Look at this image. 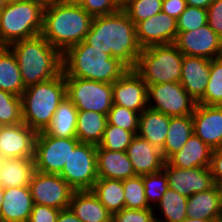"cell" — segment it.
I'll return each instance as SVG.
<instances>
[{
  "mask_svg": "<svg viewBox=\"0 0 222 222\" xmlns=\"http://www.w3.org/2000/svg\"><path fill=\"white\" fill-rule=\"evenodd\" d=\"M163 170L167 174L169 188L185 197L208 190L216 185L209 167L182 169L171 166L166 161Z\"/></svg>",
  "mask_w": 222,
  "mask_h": 222,
  "instance_id": "5bb4252c",
  "label": "cell"
},
{
  "mask_svg": "<svg viewBox=\"0 0 222 222\" xmlns=\"http://www.w3.org/2000/svg\"><path fill=\"white\" fill-rule=\"evenodd\" d=\"M222 219H200V218H190L186 217L181 222H221Z\"/></svg>",
  "mask_w": 222,
  "mask_h": 222,
  "instance_id": "f907efd6",
  "label": "cell"
},
{
  "mask_svg": "<svg viewBox=\"0 0 222 222\" xmlns=\"http://www.w3.org/2000/svg\"><path fill=\"white\" fill-rule=\"evenodd\" d=\"M137 132H130L122 127L107 123L103 137L97 149L109 151H126Z\"/></svg>",
  "mask_w": 222,
  "mask_h": 222,
  "instance_id": "d590c367",
  "label": "cell"
},
{
  "mask_svg": "<svg viewBox=\"0 0 222 222\" xmlns=\"http://www.w3.org/2000/svg\"><path fill=\"white\" fill-rule=\"evenodd\" d=\"M44 8L29 0L5 5L0 11V47L42 33Z\"/></svg>",
  "mask_w": 222,
  "mask_h": 222,
  "instance_id": "8992f818",
  "label": "cell"
},
{
  "mask_svg": "<svg viewBox=\"0 0 222 222\" xmlns=\"http://www.w3.org/2000/svg\"><path fill=\"white\" fill-rule=\"evenodd\" d=\"M169 130L161 150L163 158L167 161L174 153L180 151L193 132V117L170 116Z\"/></svg>",
  "mask_w": 222,
  "mask_h": 222,
  "instance_id": "f1b7e54d",
  "label": "cell"
},
{
  "mask_svg": "<svg viewBox=\"0 0 222 222\" xmlns=\"http://www.w3.org/2000/svg\"><path fill=\"white\" fill-rule=\"evenodd\" d=\"M185 1L187 3V6L199 7L207 10V8L214 0H185Z\"/></svg>",
  "mask_w": 222,
  "mask_h": 222,
  "instance_id": "681fc988",
  "label": "cell"
},
{
  "mask_svg": "<svg viewBox=\"0 0 222 222\" xmlns=\"http://www.w3.org/2000/svg\"><path fill=\"white\" fill-rule=\"evenodd\" d=\"M125 208L127 209H146L152 208L144 193L143 175L123 180Z\"/></svg>",
  "mask_w": 222,
  "mask_h": 222,
  "instance_id": "8d00e7d4",
  "label": "cell"
},
{
  "mask_svg": "<svg viewBox=\"0 0 222 222\" xmlns=\"http://www.w3.org/2000/svg\"><path fill=\"white\" fill-rule=\"evenodd\" d=\"M34 171V158H2L0 185L3 188L29 186Z\"/></svg>",
  "mask_w": 222,
  "mask_h": 222,
  "instance_id": "4316f807",
  "label": "cell"
},
{
  "mask_svg": "<svg viewBox=\"0 0 222 222\" xmlns=\"http://www.w3.org/2000/svg\"><path fill=\"white\" fill-rule=\"evenodd\" d=\"M114 222H156L153 208L127 209L123 208L112 215Z\"/></svg>",
  "mask_w": 222,
  "mask_h": 222,
  "instance_id": "7bdbcfd3",
  "label": "cell"
},
{
  "mask_svg": "<svg viewBox=\"0 0 222 222\" xmlns=\"http://www.w3.org/2000/svg\"><path fill=\"white\" fill-rule=\"evenodd\" d=\"M137 40L141 48L152 45L174 44L178 31L177 20L164 12L136 25Z\"/></svg>",
  "mask_w": 222,
  "mask_h": 222,
  "instance_id": "e0dca14e",
  "label": "cell"
},
{
  "mask_svg": "<svg viewBox=\"0 0 222 222\" xmlns=\"http://www.w3.org/2000/svg\"><path fill=\"white\" fill-rule=\"evenodd\" d=\"M91 191L112 215L125 208L123 181L98 178Z\"/></svg>",
  "mask_w": 222,
  "mask_h": 222,
  "instance_id": "1f68e13d",
  "label": "cell"
},
{
  "mask_svg": "<svg viewBox=\"0 0 222 222\" xmlns=\"http://www.w3.org/2000/svg\"><path fill=\"white\" fill-rule=\"evenodd\" d=\"M59 212L53 207L34 204L28 222H56Z\"/></svg>",
  "mask_w": 222,
  "mask_h": 222,
  "instance_id": "ee69618b",
  "label": "cell"
},
{
  "mask_svg": "<svg viewBox=\"0 0 222 222\" xmlns=\"http://www.w3.org/2000/svg\"><path fill=\"white\" fill-rule=\"evenodd\" d=\"M126 153L131 161L135 175L138 176L157 173L163 170L166 162L160 149L137 134L127 147Z\"/></svg>",
  "mask_w": 222,
  "mask_h": 222,
  "instance_id": "d6986e66",
  "label": "cell"
},
{
  "mask_svg": "<svg viewBox=\"0 0 222 222\" xmlns=\"http://www.w3.org/2000/svg\"><path fill=\"white\" fill-rule=\"evenodd\" d=\"M79 4L92 17L109 15L122 8V0H68Z\"/></svg>",
  "mask_w": 222,
  "mask_h": 222,
  "instance_id": "b9f144b4",
  "label": "cell"
},
{
  "mask_svg": "<svg viewBox=\"0 0 222 222\" xmlns=\"http://www.w3.org/2000/svg\"><path fill=\"white\" fill-rule=\"evenodd\" d=\"M56 222H82L70 208L61 209Z\"/></svg>",
  "mask_w": 222,
  "mask_h": 222,
  "instance_id": "c3c4849f",
  "label": "cell"
},
{
  "mask_svg": "<svg viewBox=\"0 0 222 222\" xmlns=\"http://www.w3.org/2000/svg\"><path fill=\"white\" fill-rule=\"evenodd\" d=\"M169 124L170 116L147 107L139 115L137 135L162 150Z\"/></svg>",
  "mask_w": 222,
  "mask_h": 222,
  "instance_id": "484cf974",
  "label": "cell"
},
{
  "mask_svg": "<svg viewBox=\"0 0 222 222\" xmlns=\"http://www.w3.org/2000/svg\"><path fill=\"white\" fill-rule=\"evenodd\" d=\"M96 164L98 178L123 181L136 176L126 151L97 149Z\"/></svg>",
  "mask_w": 222,
  "mask_h": 222,
  "instance_id": "7402d4cb",
  "label": "cell"
},
{
  "mask_svg": "<svg viewBox=\"0 0 222 222\" xmlns=\"http://www.w3.org/2000/svg\"><path fill=\"white\" fill-rule=\"evenodd\" d=\"M197 103L222 106V57L211 60L208 84L204 95Z\"/></svg>",
  "mask_w": 222,
  "mask_h": 222,
  "instance_id": "836d02e7",
  "label": "cell"
},
{
  "mask_svg": "<svg viewBox=\"0 0 222 222\" xmlns=\"http://www.w3.org/2000/svg\"><path fill=\"white\" fill-rule=\"evenodd\" d=\"M219 188L221 190V204H222V184L219 185Z\"/></svg>",
  "mask_w": 222,
  "mask_h": 222,
  "instance_id": "9f6ffc18",
  "label": "cell"
},
{
  "mask_svg": "<svg viewBox=\"0 0 222 222\" xmlns=\"http://www.w3.org/2000/svg\"><path fill=\"white\" fill-rule=\"evenodd\" d=\"M18 1H22V0H3V2L5 3V5H8V4H13V3H16Z\"/></svg>",
  "mask_w": 222,
  "mask_h": 222,
  "instance_id": "db71d44e",
  "label": "cell"
},
{
  "mask_svg": "<svg viewBox=\"0 0 222 222\" xmlns=\"http://www.w3.org/2000/svg\"><path fill=\"white\" fill-rule=\"evenodd\" d=\"M187 201L188 197L180 195L173 189L168 188L163 194L162 199L158 204L153 207L154 214H157L156 210L162 214L163 219L158 218L159 215L155 216L156 222H181L187 217Z\"/></svg>",
  "mask_w": 222,
  "mask_h": 222,
  "instance_id": "d6a6232c",
  "label": "cell"
},
{
  "mask_svg": "<svg viewBox=\"0 0 222 222\" xmlns=\"http://www.w3.org/2000/svg\"><path fill=\"white\" fill-rule=\"evenodd\" d=\"M187 7L185 0H163L162 12L174 19H178Z\"/></svg>",
  "mask_w": 222,
  "mask_h": 222,
  "instance_id": "7dc6e473",
  "label": "cell"
},
{
  "mask_svg": "<svg viewBox=\"0 0 222 222\" xmlns=\"http://www.w3.org/2000/svg\"><path fill=\"white\" fill-rule=\"evenodd\" d=\"M65 97L63 72L53 79L26 87L21 95L23 123L37 133L44 131Z\"/></svg>",
  "mask_w": 222,
  "mask_h": 222,
  "instance_id": "5b68a950",
  "label": "cell"
},
{
  "mask_svg": "<svg viewBox=\"0 0 222 222\" xmlns=\"http://www.w3.org/2000/svg\"><path fill=\"white\" fill-rule=\"evenodd\" d=\"M34 204L56 209L69 207L74 189L59 175L34 171L29 183Z\"/></svg>",
  "mask_w": 222,
  "mask_h": 222,
  "instance_id": "7c38bea8",
  "label": "cell"
},
{
  "mask_svg": "<svg viewBox=\"0 0 222 222\" xmlns=\"http://www.w3.org/2000/svg\"><path fill=\"white\" fill-rule=\"evenodd\" d=\"M113 104L141 113L148 107L147 84L134 70L129 69L112 83Z\"/></svg>",
  "mask_w": 222,
  "mask_h": 222,
  "instance_id": "9a60e30c",
  "label": "cell"
},
{
  "mask_svg": "<svg viewBox=\"0 0 222 222\" xmlns=\"http://www.w3.org/2000/svg\"><path fill=\"white\" fill-rule=\"evenodd\" d=\"M163 0H123L122 9L135 26L162 11Z\"/></svg>",
  "mask_w": 222,
  "mask_h": 222,
  "instance_id": "e575fe53",
  "label": "cell"
},
{
  "mask_svg": "<svg viewBox=\"0 0 222 222\" xmlns=\"http://www.w3.org/2000/svg\"><path fill=\"white\" fill-rule=\"evenodd\" d=\"M0 90L19 97L25 90L16 57L8 47H0Z\"/></svg>",
  "mask_w": 222,
  "mask_h": 222,
  "instance_id": "4dcf8cb0",
  "label": "cell"
},
{
  "mask_svg": "<svg viewBox=\"0 0 222 222\" xmlns=\"http://www.w3.org/2000/svg\"><path fill=\"white\" fill-rule=\"evenodd\" d=\"M92 18L79 4L59 0L44 8L41 35L64 53L69 47L84 41Z\"/></svg>",
  "mask_w": 222,
  "mask_h": 222,
  "instance_id": "7a4b0ae2",
  "label": "cell"
},
{
  "mask_svg": "<svg viewBox=\"0 0 222 222\" xmlns=\"http://www.w3.org/2000/svg\"><path fill=\"white\" fill-rule=\"evenodd\" d=\"M211 60L203 57L183 56L180 84L197 102L206 90Z\"/></svg>",
  "mask_w": 222,
  "mask_h": 222,
  "instance_id": "ffe728a7",
  "label": "cell"
},
{
  "mask_svg": "<svg viewBox=\"0 0 222 222\" xmlns=\"http://www.w3.org/2000/svg\"><path fill=\"white\" fill-rule=\"evenodd\" d=\"M97 146L79 143L59 174L75 191L92 190L98 179Z\"/></svg>",
  "mask_w": 222,
  "mask_h": 222,
  "instance_id": "9c48e42d",
  "label": "cell"
},
{
  "mask_svg": "<svg viewBox=\"0 0 222 222\" xmlns=\"http://www.w3.org/2000/svg\"><path fill=\"white\" fill-rule=\"evenodd\" d=\"M212 151L213 149L193 133L182 149L174 153L167 162L171 166L182 169L209 167Z\"/></svg>",
  "mask_w": 222,
  "mask_h": 222,
  "instance_id": "603a6c76",
  "label": "cell"
},
{
  "mask_svg": "<svg viewBox=\"0 0 222 222\" xmlns=\"http://www.w3.org/2000/svg\"><path fill=\"white\" fill-rule=\"evenodd\" d=\"M29 1L36 2L40 4L43 8H45L51 6L52 4L58 2L59 0H29Z\"/></svg>",
  "mask_w": 222,
  "mask_h": 222,
  "instance_id": "816d5d0a",
  "label": "cell"
},
{
  "mask_svg": "<svg viewBox=\"0 0 222 222\" xmlns=\"http://www.w3.org/2000/svg\"><path fill=\"white\" fill-rule=\"evenodd\" d=\"M207 24L222 39V0H214L207 8Z\"/></svg>",
  "mask_w": 222,
  "mask_h": 222,
  "instance_id": "f6af8a7d",
  "label": "cell"
},
{
  "mask_svg": "<svg viewBox=\"0 0 222 222\" xmlns=\"http://www.w3.org/2000/svg\"><path fill=\"white\" fill-rule=\"evenodd\" d=\"M140 113L128 108L115 105L111 107L107 115V122L110 125L119 126L130 132H137Z\"/></svg>",
  "mask_w": 222,
  "mask_h": 222,
  "instance_id": "ab89813d",
  "label": "cell"
},
{
  "mask_svg": "<svg viewBox=\"0 0 222 222\" xmlns=\"http://www.w3.org/2000/svg\"><path fill=\"white\" fill-rule=\"evenodd\" d=\"M209 168L215 184H222V147L212 151Z\"/></svg>",
  "mask_w": 222,
  "mask_h": 222,
  "instance_id": "bcb514c9",
  "label": "cell"
},
{
  "mask_svg": "<svg viewBox=\"0 0 222 222\" xmlns=\"http://www.w3.org/2000/svg\"><path fill=\"white\" fill-rule=\"evenodd\" d=\"M4 188L0 185V208L3 202Z\"/></svg>",
  "mask_w": 222,
  "mask_h": 222,
  "instance_id": "f5cc1de1",
  "label": "cell"
},
{
  "mask_svg": "<svg viewBox=\"0 0 222 222\" xmlns=\"http://www.w3.org/2000/svg\"><path fill=\"white\" fill-rule=\"evenodd\" d=\"M5 3L3 2V0H0V11L4 8Z\"/></svg>",
  "mask_w": 222,
  "mask_h": 222,
  "instance_id": "11a10c76",
  "label": "cell"
},
{
  "mask_svg": "<svg viewBox=\"0 0 222 222\" xmlns=\"http://www.w3.org/2000/svg\"><path fill=\"white\" fill-rule=\"evenodd\" d=\"M174 45L183 55L216 59L222 57V39L208 24L188 32H178Z\"/></svg>",
  "mask_w": 222,
  "mask_h": 222,
  "instance_id": "4fadbf2b",
  "label": "cell"
},
{
  "mask_svg": "<svg viewBox=\"0 0 222 222\" xmlns=\"http://www.w3.org/2000/svg\"><path fill=\"white\" fill-rule=\"evenodd\" d=\"M77 115L78 109L65 97L58 105L52 121L43 132L53 137H76Z\"/></svg>",
  "mask_w": 222,
  "mask_h": 222,
  "instance_id": "83f0119b",
  "label": "cell"
},
{
  "mask_svg": "<svg viewBox=\"0 0 222 222\" xmlns=\"http://www.w3.org/2000/svg\"><path fill=\"white\" fill-rule=\"evenodd\" d=\"M15 55L26 87L53 79L63 72V53L41 34L8 46Z\"/></svg>",
  "mask_w": 222,
  "mask_h": 222,
  "instance_id": "3957f363",
  "label": "cell"
},
{
  "mask_svg": "<svg viewBox=\"0 0 222 222\" xmlns=\"http://www.w3.org/2000/svg\"><path fill=\"white\" fill-rule=\"evenodd\" d=\"M208 13L206 9L187 6L177 19V31L188 32L196 30L207 24Z\"/></svg>",
  "mask_w": 222,
  "mask_h": 222,
  "instance_id": "60d3db41",
  "label": "cell"
},
{
  "mask_svg": "<svg viewBox=\"0 0 222 222\" xmlns=\"http://www.w3.org/2000/svg\"><path fill=\"white\" fill-rule=\"evenodd\" d=\"M147 96L150 109L168 116L193 115L197 105L180 82L148 85Z\"/></svg>",
  "mask_w": 222,
  "mask_h": 222,
  "instance_id": "8fae6325",
  "label": "cell"
},
{
  "mask_svg": "<svg viewBox=\"0 0 222 222\" xmlns=\"http://www.w3.org/2000/svg\"><path fill=\"white\" fill-rule=\"evenodd\" d=\"M0 122L3 126L23 122L21 97L0 90Z\"/></svg>",
  "mask_w": 222,
  "mask_h": 222,
  "instance_id": "74e56055",
  "label": "cell"
},
{
  "mask_svg": "<svg viewBox=\"0 0 222 222\" xmlns=\"http://www.w3.org/2000/svg\"><path fill=\"white\" fill-rule=\"evenodd\" d=\"M33 205L29 186L4 188L0 222H28Z\"/></svg>",
  "mask_w": 222,
  "mask_h": 222,
  "instance_id": "44dd1931",
  "label": "cell"
},
{
  "mask_svg": "<svg viewBox=\"0 0 222 222\" xmlns=\"http://www.w3.org/2000/svg\"><path fill=\"white\" fill-rule=\"evenodd\" d=\"M187 217L222 219L221 190L219 185L188 197Z\"/></svg>",
  "mask_w": 222,
  "mask_h": 222,
  "instance_id": "d4e9b609",
  "label": "cell"
},
{
  "mask_svg": "<svg viewBox=\"0 0 222 222\" xmlns=\"http://www.w3.org/2000/svg\"><path fill=\"white\" fill-rule=\"evenodd\" d=\"M84 41L92 48L120 59L130 69L136 67L142 50L136 26L122 8L113 14L94 16Z\"/></svg>",
  "mask_w": 222,
  "mask_h": 222,
  "instance_id": "6da1fadb",
  "label": "cell"
},
{
  "mask_svg": "<svg viewBox=\"0 0 222 222\" xmlns=\"http://www.w3.org/2000/svg\"><path fill=\"white\" fill-rule=\"evenodd\" d=\"M66 97L78 111L108 115L113 106L112 84L81 78H65Z\"/></svg>",
  "mask_w": 222,
  "mask_h": 222,
  "instance_id": "ba28073f",
  "label": "cell"
},
{
  "mask_svg": "<svg viewBox=\"0 0 222 222\" xmlns=\"http://www.w3.org/2000/svg\"><path fill=\"white\" fill-rule=\"evenodd\" d=\"M37 132L27 124L6 125L0 128V159L34 158Z\"/></svg>",
  "mask_w": 222,
  "mask_h": 222,
  "instance_id": "2e32d148",
  "label": "cell"
},
{
  "mask_svg": "<svg viewBox=\"0 0 222 222\" xmlns=\"http://www.w3.org/2000/svg\"><path fill=\"white\" fill-rule=\"evenodd\" d=\"M69 208L82 222L112 220V214L91 190L74 191Z\"/></svg>",
  "mask_w": 222,
  "mask_h": 222,
  "instance_id": "cb8c5ba5",
  "label": "cell"
},
{
  "mask_svg": "<svg viewBox=\"0 0 222 222\" xmlns=\"http://www.w3.org/2000/svg\"><path fill=\"white\" fill-rule=\"evenodd\" d=\"M193 117V132L211 149L222 147V106L198 104Z\"/></svg>",
  "mask_w": 222,
  "mask_h": 222,
  "instance_id": "ac0fdd59",
  "label": "cell"
},
{
  "mask_svg": "<svg viewBox=\"0 0 222 222\" xmlns=\"http://www.w3.org/2000/svg\"><path fill=\"white\" fill-rule=\"evenodd\" d=\"M183 54L174 44L143 48L134 70L148 85L180 82Z\"/></svg>",
  "mask_w": 222,
  "mask_h": 222,
  "instance_id": "52a82bcc",
  "label": "cell"
},
{
  "mask_svg": "<svg viewBox=\"0 0 222 222\" xmlns=\"http://www.w3.org/2000/svg\"><path fill=\"white\" fill-rule=\"evenodd\" d=\"M107 115L95 111H78L76 138L80 143L98 146L107 125Z\"/></svg>",
  "mask_w": 222,
  "mask_h": 222,
  "instance_id": "f546056e",
  "label": "cell"
},
{
  "mask_svg": "<svg viewBox=\"0 0 222 222\" xmlns=\"http://www.w3.org/2000/svg\"><path fill=\"white\" fill-rule=\"evenodd\" d=\"M80 143L76 137L60 138L38 132L35 140V170L47 174H60L71 151Z\"/></svg>",
  "mask_w": 222,
  "mask_h": 222,
  "instance_id": "30bf717a",
  "label": "cell"
},
{
  "mask_svg": "<svg viewBox=\"0 0 222 222\" xmlns=\"http://www.w3.org/2000/svg\"><path fill=\"white\" fill-rule=\"evenodd\" d=\"M129 69L120 59L92 48L85 41L69 47L63 53L64 78H81L112 84Z\"/></svg>",
  "mask_w": 222,
  "mask_h": 222,
  "instance_id": "277c9868",
  "label": "cell"
},
{
  "mask_svg": "<svg viewBox=\"0 0 222 222\" xmlns=\"http://www.w3.org/2000/svg\"><path fill=\"white\" fill-rule=\"evenodd\" d=\"M143 184L148 204L153 208L162 199L169 188L168 177L164 170L157 173L143 175ZM154 204V205H153Z\"/></svg>",
  "mask_w": 222,
  "mask_h": 222,
  "instance_id": "f35d334b",
  "label": "cell"
}]
</instances>
